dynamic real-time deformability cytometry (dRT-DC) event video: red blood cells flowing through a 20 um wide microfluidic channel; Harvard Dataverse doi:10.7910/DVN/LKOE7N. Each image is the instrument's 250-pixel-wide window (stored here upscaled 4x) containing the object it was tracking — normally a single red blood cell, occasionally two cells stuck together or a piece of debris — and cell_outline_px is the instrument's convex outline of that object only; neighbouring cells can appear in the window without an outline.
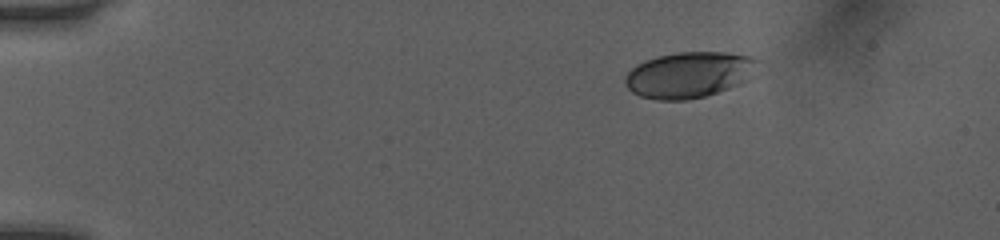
{"species": "human", "species_latin": "Homo sapiens", "temperature_condition": "room temperature", "stored_images_in_passage": 44, "camera_frame_rate_fps": 3000, "um_per_image_px": 0.085, "donor": {"sex": "female"}, "frame": {"image": 1, "passage_image": 1, "time_ms": 0.0, "image_size_px": [1000, 240], "cell_outline_px": [[760, 60], [748, 80], [740, 84], [704, 96], [688, 100], [656, 100], [640, 96], [632, 92], [624, 84], [624, 76], [632, 68], [648, 60], [660, 56], [680, 52], [728, 52], [752, 56]], "centroid_in_image_um": [58.59, 6.36], "position_along_channel_um": 26.4, "area_um2": 35.37}}
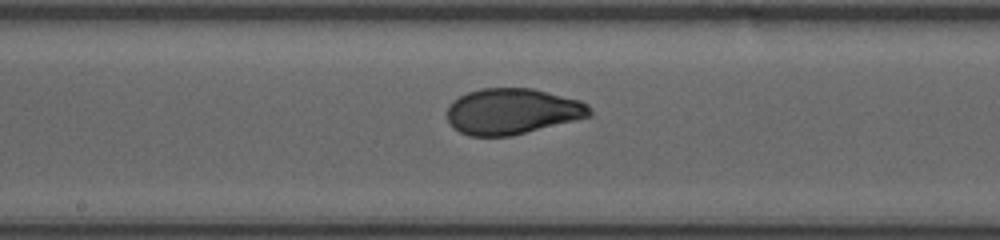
{"frame": {"image": 2, "passage_image": 21, "time_ms": 6.667, "image_size_px": [1000, 240], "cell_outline_px": [[592, 116], [512, 136], [468, 136], [452, 128], [448, 120], [448, 108], [452, 100], [468, 92], [480, 88], [532, 88], [580, 100], [588, 104], [592, 108]], "centroid_in_image_um": [43.56, 9.47], "position_along_channel_um": 204.6, "area_um2": 38.38}}
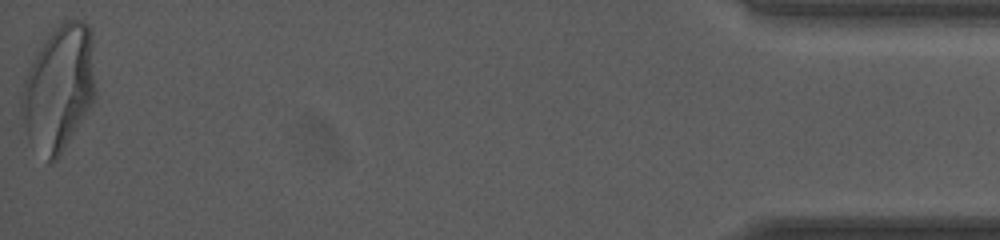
{"frame": {"image": 3, "passage_image": 44, "time_ms": 14.333, "image_size_px": [1000, 240], "cell_outline_px": [[96, 96], [92, 104], [60, 156], [52, 164], [48, 164], [28, 140], [20, 112], [20, 92], [24, 80], [44, 40], [52, 28], [64, 20], [80, 20], [88, 24], [92, 28], [96, 92]], "centroid_in_image_um": [5.01, 7.5], "position_along_channel_um": 430.2, "area_um2": 54.91}, "authors_computed_cell_mechanics": {"area_um2": 38.6682, "velocity_mm_per_s": 4.0564, "shape_relaxation_time_tau1_ms": 4.2561, "shape_relaxation_time_tau2_ms": null, "deformation_change_tau1": 0.1841, "deformation_change_tau2": null}}